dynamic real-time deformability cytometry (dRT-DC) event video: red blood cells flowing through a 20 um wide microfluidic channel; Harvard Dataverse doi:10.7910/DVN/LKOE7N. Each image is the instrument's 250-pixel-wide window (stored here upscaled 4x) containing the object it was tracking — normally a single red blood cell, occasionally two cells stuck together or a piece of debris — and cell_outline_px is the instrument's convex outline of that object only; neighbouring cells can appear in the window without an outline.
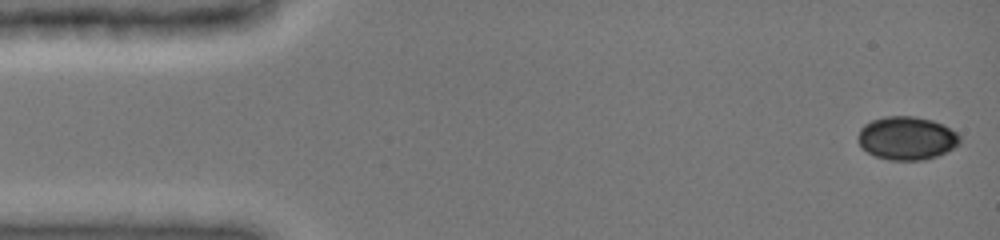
{"species": "common noctule bat (a hibernating species)", "species_latin": "Nyctalus noctula", "temperature_condition": "cold", "stored_images_in_passage": 27, "camera_frame_rate_fps": 3000, "um_per_image_px": 0.085, "animal": {"sex": "female", "body_mass_g": 19.0, "forearm_length_mm": 51.5}, "frame": {"image": 1, "passage_image": 1, "time_ms": 0.0, "image_size_px": [1000, 240], "cell_outline_px": [[960, 144], [936, 156], [924, 160], [892, 160], [876, 156], [860, 148], [856, 136], [860, 128], [864, 124], [872, 120], [884, 116], [916, 116], [932, 120], [944, 124], [956, 132], [960, 136]], "centroid_in_image_um": [77.04, 11.73], "position_along_channel_um": 8.0, "area_um2": 25.89}}
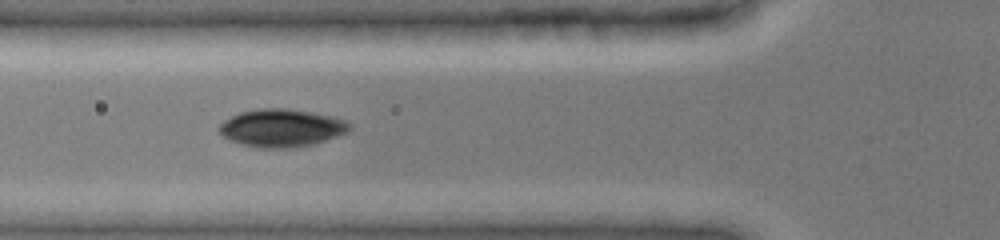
{"frame": {"image": 2, "passage_image": 21, "time_ms": 5.333, "image_size_px": [1000, 240], "cell_outline_px": [[352, 128], [348, 132], [300, 148], [256, 148], [240, 144], [224, 136], [216, 128], [224, 120], [240, 112], [260, 108], [288, 108], [332, 116], [344, 120], [352, 124]], "centroid_in_image_um": [23.93, 10.88], "position_along_channel_um": 101.9, "area_um2": 28.84}}
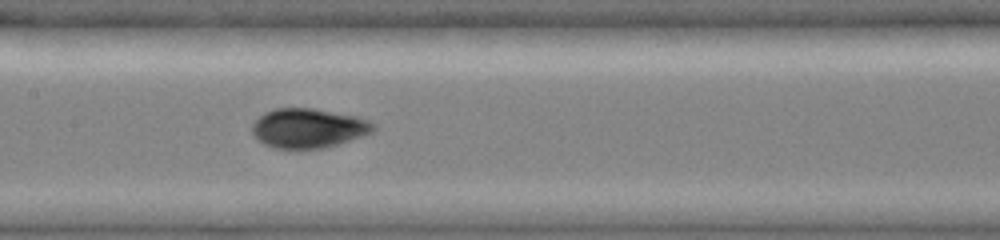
{"frame": {"image": 3, "passage_image": 27, "time_ms": 7.333, "image_size_px": [1000, 240], "cell_outline_px": [[376, 128], [372, 132], [324, 148], [272, 148], [264, 144], [252, 132], [252, 124], [264, 112], [276, 108], [316, 108], [356, 116], [368, 120], [376, 124]], "centroid_in_image_um": [26.21, 10.87], "position_along_channel_um": 181.2, "area_um2": 27.69}}